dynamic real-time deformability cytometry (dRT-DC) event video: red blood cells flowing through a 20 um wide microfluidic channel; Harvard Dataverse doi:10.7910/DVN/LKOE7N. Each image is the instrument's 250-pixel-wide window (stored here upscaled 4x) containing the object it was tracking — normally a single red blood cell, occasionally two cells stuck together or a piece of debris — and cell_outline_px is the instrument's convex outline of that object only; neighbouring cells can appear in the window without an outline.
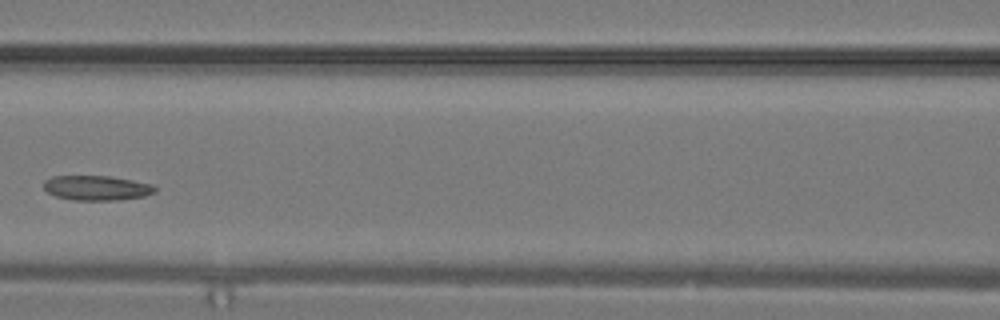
{"species": "common noctule bat (a hibernating species)", "species_latin": "Nyctalus noctula", "temperature_condition": "warm", "stored_images_in_passage": 18, "camera_frame_rate_fps": 3000, "um_per_image_px": 0.085, "animal": {"sex": "male", "body_mass_g": 19.2, "forearm_length_mm": 51.8}, "frame": {"image": 1, "passage_image": 6, "time_ms": 1.667, "image_size_px": [1000, 320], "cell_outline_px": [[156, 192], [144, 196], [116, 200], [72, 200], [56, 196], [48, 192], [44, 188], [44, 180], [52, 176], [108, 176], [132, 180], [152, 184], [156, 188]], "centroid_in_image_um": [8.21, 15.97], "position_along_channel_um": 158.4, "area_um2": 16.01}}
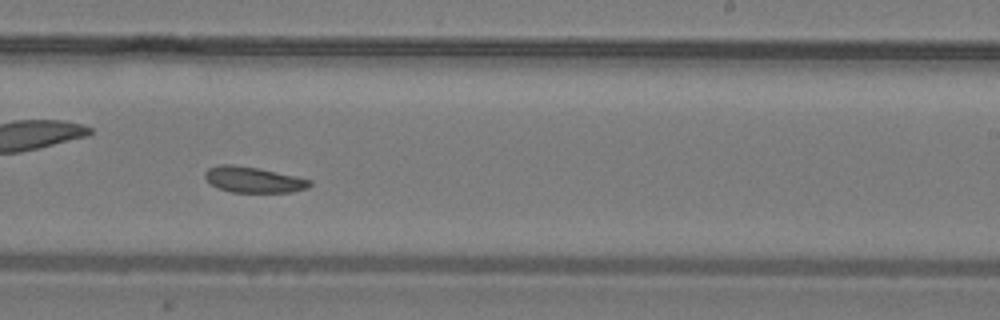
{"frame": {"image": 2, "passage_image": 11, "time_ms": 3.333, "image_size_px": [1000, 320], "cell_outline_px": [[312, 184], [308, 188], [292, 192], [232, 192], [220, 188], [212, 184], [204, 176], [204, 172], [208, 168], [220, 164], [232, 164], [256, 168], [312, 180]], "centroid_in_image_um": [21.54, 15.27], "position_along_channel_um": 267.5, "area_um2": 15.49}}
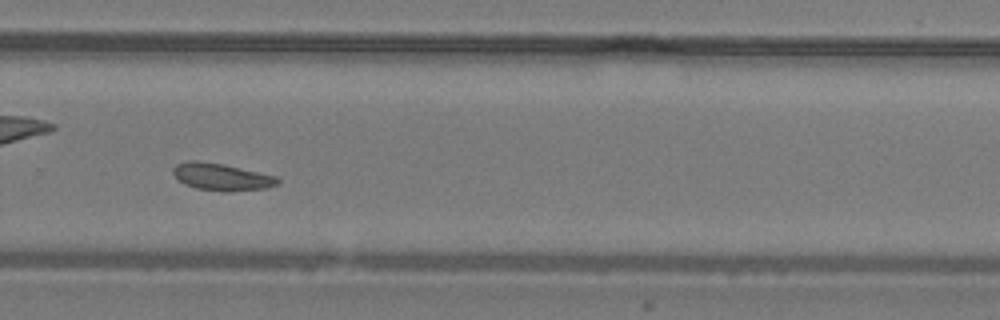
{"frame": {"image": 3, "passage_image": 13, "time_ms": 4.0, "image_size_px": [1000, 320], "cell_outline_px": [[280, 180], [276, 184], [268, 188], [228, 192], [224, 192], [196, 188], [184, 184], [172, 172], [172, 168], [176, 164], [188, 160], [196, 160], [224, 164], [276, 176]], "centroid_in_image_um": [18.82, 15.03], "position_along_channel_um": 311.0, "area_um2": 16.59}}